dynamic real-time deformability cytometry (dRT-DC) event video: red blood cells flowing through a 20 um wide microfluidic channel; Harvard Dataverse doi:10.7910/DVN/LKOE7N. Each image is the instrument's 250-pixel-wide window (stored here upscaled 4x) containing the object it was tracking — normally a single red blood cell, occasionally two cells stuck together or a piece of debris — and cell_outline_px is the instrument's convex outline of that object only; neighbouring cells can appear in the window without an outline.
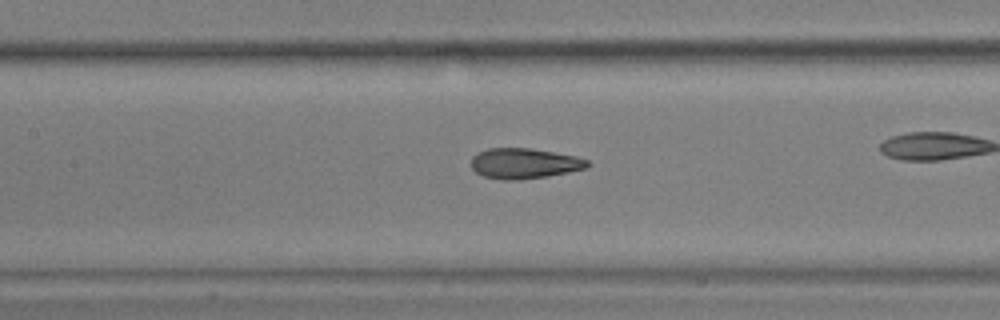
{"species": "common noctule bat (a hibernating species)", "species_latin": "Nyctalus noctula", "temperature_condition": "warm", "stored_images_in_passage": 43, "camera_frame_rate_fps": 3000, "um_per_image_px": 0.085, "animal": {"sex": "male", "body_mass_g": 17.9, "forearm_length_mm": 54.2}, "frame": {"image": 1, "passage_image": 25, "time_ms": 8.0, "image_size_px": [1000, 320], "cell_outline_px": [[588, 168], [548, 176], [512, 180], [504, 180], [484, 176], [476, 172], [472, 168], [472, 156], [476, 152], [488, 148], [528, 148], [576, 156], [588, 160]], "centroid_in_image_um": [44.54, 13.88], "position_along_channel_um": 162.9, "area_um2": 20.46}}